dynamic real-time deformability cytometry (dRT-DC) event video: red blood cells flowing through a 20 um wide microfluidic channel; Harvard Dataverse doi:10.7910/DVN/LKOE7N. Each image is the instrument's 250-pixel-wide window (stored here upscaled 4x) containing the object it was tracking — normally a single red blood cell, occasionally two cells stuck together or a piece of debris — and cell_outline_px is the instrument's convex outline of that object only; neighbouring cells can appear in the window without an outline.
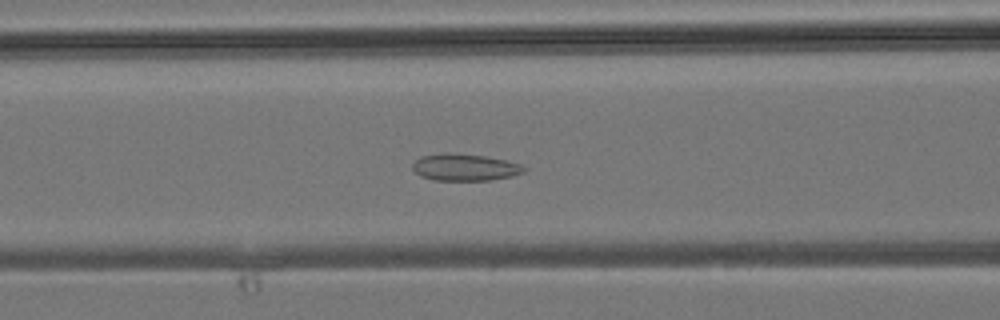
{"species": "common noctule bat (a hibernating species)", "species_latin": "Nyctalus noctula", "temperature_condition": "room temperature", "stored_images_in_passage": 43, "segment_of_instrument_passage": [1, 2], "camera_frame_rate_fps": 3000, "um_per_image_px": 0.085, "animal": {"sex": "male", "body_mass_g": 19.2, "forearm_length_mm": 51.8}, "frame": {"image": 1, "passage_image": 17, "time_ms": 5.333, "image_size_px": [1000, 320], "cell_outline_px": [[528, 168], [524, 172], [512, 176], [488, 180], [436, 180], [420, 176], [412, 168], [412, 164], [420, 156], [444, 152], [452, 152], [484, 156], [504, 160], [520, 164]], "centroid_in_image_um": [39.49, 14.21], "position_along_channel_um": 127.1, "area_um2": 17.51}}
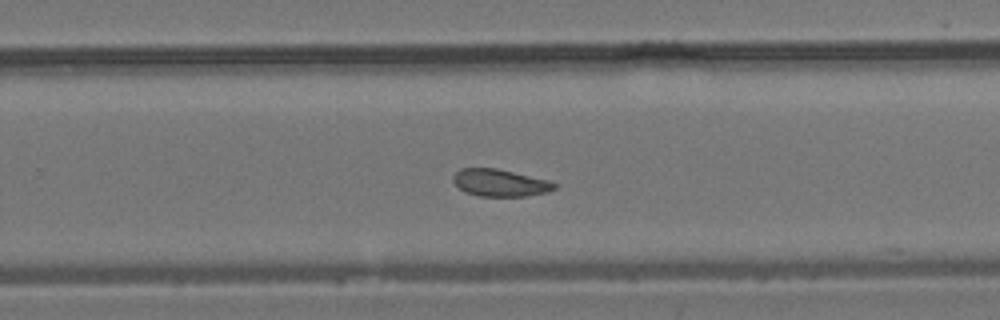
{"frame": {"image": 2, "passage_image": 27, "time_ms": 8.667, "image_size_px": [1000, 320], "cell_outline_px": [[560, 184], [556, 188], [548, 192], [528, 196], [480, 196], [464, 192], [452, 180], [452, 176], [460, 168], [496, 168], [548, 180]], "centroid_in_image_um": [42.52, 15.54], "position_along_channel_um": 287.3, "area_um2": 16.13}}
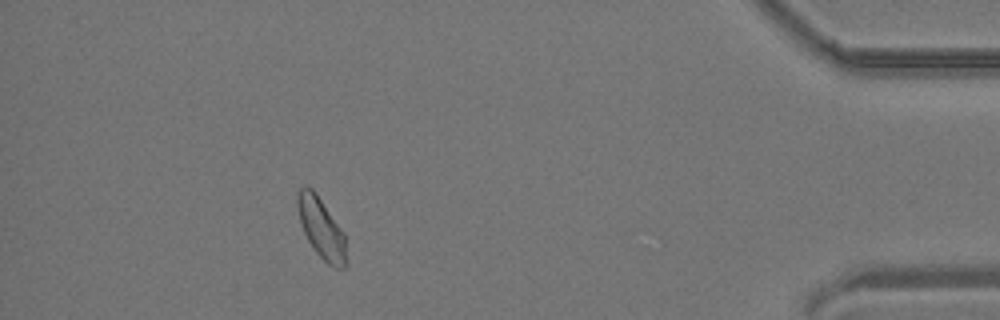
{"frame": {"image": 3, "passage_image": 38, "time_ms": 12.333, "image_size_px": [1000, 320], "cell_outline_px": [[348, 264], [344, 268], [332, 268], [316, 252], [308, 240], [304, 232], [300, 220], [296, 204], [296, 192], [304, 184], [308, 184], [316, 192], [344, 232], [348, 260]], "centroid_in_image_um": [27.32, 19.38], "position_along_channel_um": 407.9, "area_um2": 17.63}}